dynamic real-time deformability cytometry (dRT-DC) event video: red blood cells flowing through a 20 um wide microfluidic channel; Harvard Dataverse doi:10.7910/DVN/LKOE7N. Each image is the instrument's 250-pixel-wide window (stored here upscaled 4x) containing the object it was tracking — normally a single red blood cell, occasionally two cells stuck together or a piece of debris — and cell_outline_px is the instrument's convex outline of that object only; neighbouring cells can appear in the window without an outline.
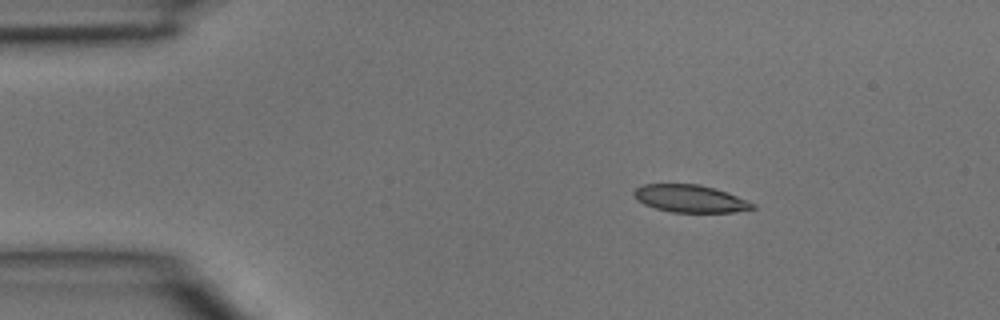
{"species": "common noctule bat (a hibernating species)", "species_latin": "Nyctalus noctula", "temperature_condition": "room temperature", "stored_images_in_passage": 38, "camera_frame_rate_fps": 3000, "um_per_image_px": 0.085, "animal": {"sex": "male", "body_mass_g": 15.6}, "frame": {"image": 1, "passage_image": 1, "time_ms": 0.0, "image_size_px": [1000, 320], "cell_outline_px": [[756, 208], [736, 212], [672, 212], [656, 208], [644, 204], [636, 200], [632, 196], [632, 192], [636, 188], [644, 184], [700, 184], [736, 196], [756, 204]], "centroid_in_image_um": [58.62, 16.88], "position_along_channel_um": 26.4, "area_um2": 18.9}}
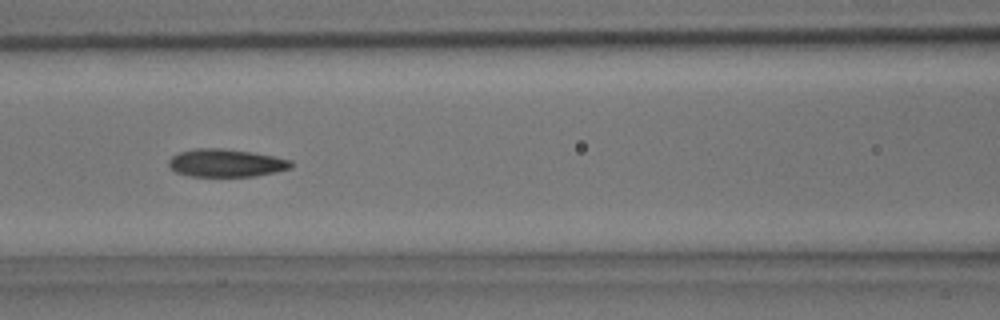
{"frame": {"image": 2, "passage_image": 13, "time_ms": 4.0, "image_size_px": [1000, 320], "cell_outline_px": [[292, 168], [256, 176], [192, 176], [176, 172], [168, 164], [168, 160], [172, 156], [180, 152], [192, 148], [224, 148], [252, 152], [292, 160]], "centroid_in_image_um": [19.21, 13.84], "position_along_channel_um": 147.4, "area_um2": 19.83}}
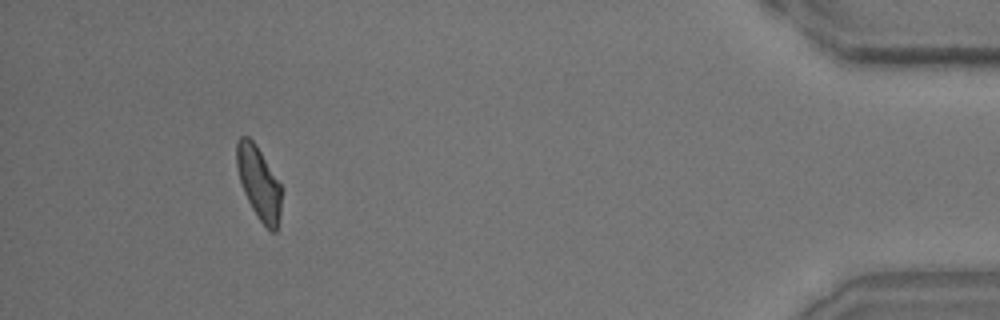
{"frame": {"image": 3, "passage_image": 35, "time_ms": 11.333, "image_size_px": [1000, 320], "cell_outline_px": [[284, 188], [280, 216], [276, 232], [272, 232], [260, 220], [252, 208], [244, 192], [240, 180], [236, 164], [236, 144], [240, 136], [248, 136], [256, 144]], "centroid_in_image_um": [22.04, 15.54], "position_along_channel_um": 413.2, "area_um2": 19.31}}